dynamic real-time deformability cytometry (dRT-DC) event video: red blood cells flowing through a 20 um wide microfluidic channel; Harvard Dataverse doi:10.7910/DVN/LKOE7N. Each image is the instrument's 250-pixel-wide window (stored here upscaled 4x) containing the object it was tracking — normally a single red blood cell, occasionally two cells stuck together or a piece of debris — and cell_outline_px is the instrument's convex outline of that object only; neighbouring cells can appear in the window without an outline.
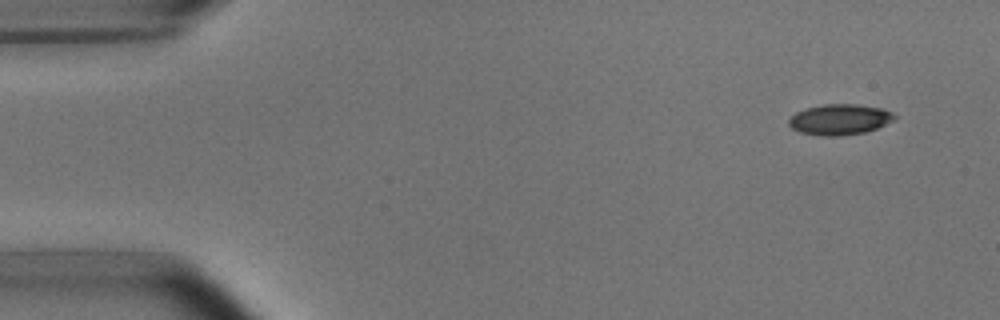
{"species": "common noctule bat (a hibernating species)", "species_latin": "Nyctalus noctula", "temperature_condition": "room temperature", "stored_images_in_passage": 7, "camera_frame_rate_fps": 3000, "um_per_image_px": 0.085, "animal": {"sex": "male", "body_mass_g": 15.6}, "frame": {"image": 1, "passage_image": 1, "time_ms": 0.0, "image_size_px": [1000, 320], "cell_outline_px": [[896, 120], [876, 128], [864, 132], [836, 136], [824, 136], [800, 132], [792, 128], [788, 124], [788, 120], [796, 112], [804, 108], [824, 104], [856, 104], [880, 108], [892, 112], [896, 116]], "centroid_in_image_um": [71.37, 10.15], "position_along_channel_um": 13.6, "area_um2": 18.84}}
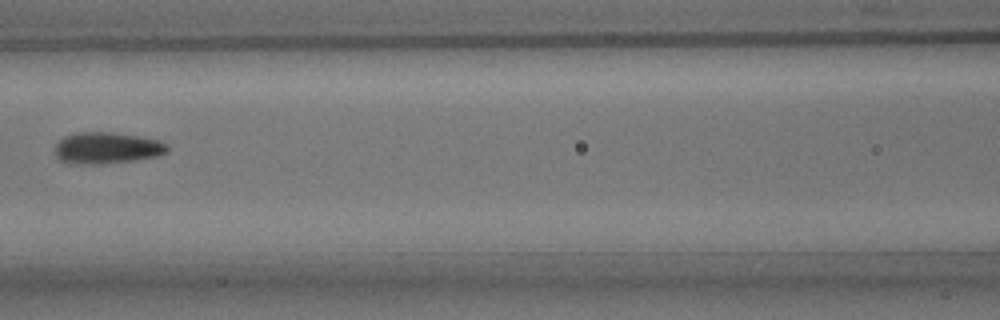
{"frame": {"image": 2, "passage_image": 7, "time_ms": 6.667, "image_size_px": [1000, 320], "cell_outline_px": [[168, 152], [156, 156], [132, 160], [100, 164], [68, 164], [60, 160], [56, 156], [56, 144], [64, 136], [76, 132], [112, 132], [136, 136], [156, 140], [168, 144]], "centroid_in_image_um": [9.04, 12.58], "position_along_channel_um": 157.6, "area_um2": 20.52}}